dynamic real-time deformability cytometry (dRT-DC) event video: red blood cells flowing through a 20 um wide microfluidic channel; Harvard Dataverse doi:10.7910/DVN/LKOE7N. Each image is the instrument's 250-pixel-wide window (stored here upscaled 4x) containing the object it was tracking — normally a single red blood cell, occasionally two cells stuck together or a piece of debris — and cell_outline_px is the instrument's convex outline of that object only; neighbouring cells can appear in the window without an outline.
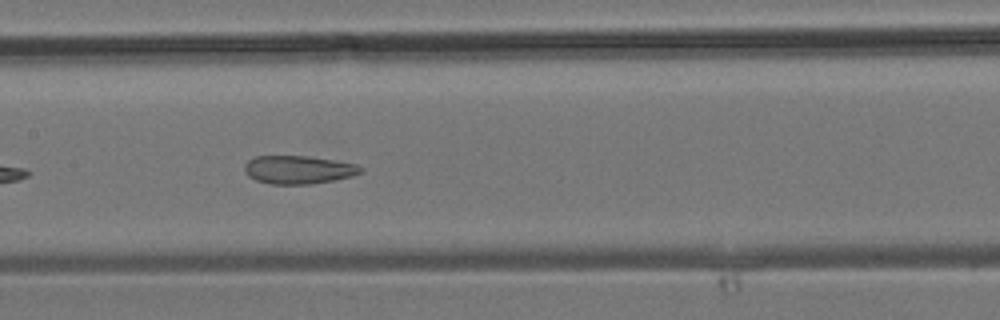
{"species": "common noctule bat (a hibernating species)", "species_latin": "Nyctalus noctula", "temperature_condition": "room temperature", "stored_images_in_passage": 27, "camera_frame_rate_fps": 3000, "um_per_image_px": 0.085, "animal": {"sex": "male", "body_mass_g": 19.2, "forearm_length_mm": 51.8}, "frame": {"image": 1, "passage_image": 8, "time_ms": 2.333, "image_size_px": [1000, 320], "cell_outline_px": [[364, 172], [352, 176], [332, 180], [308, 184], [272, 184], [256, 180], [248, 176], [244, 172], [244, 164], [248, 160], [256, 156], [308, 156], [356, 164], [364, 168]], "centroid_in_image_um": [25.35, 14.42], "position_along_channel_um": 182.0, "area_um2": 19.07}}
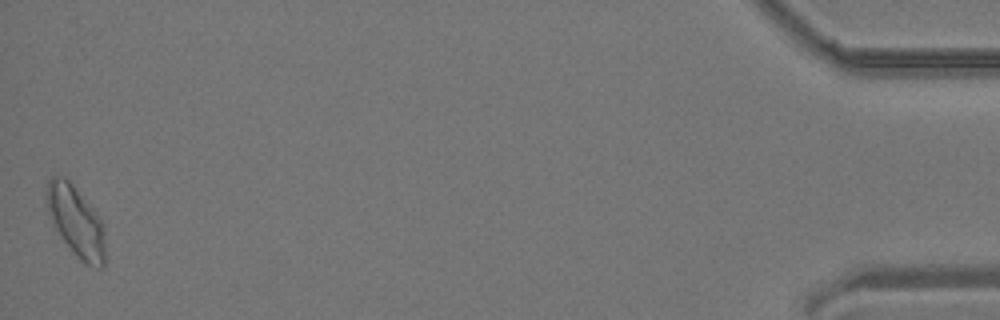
{"frame": {"image": 2, "passage_image": 27, "time_ms": 8.667, "image_size_px": [1000, 320], "cell_outline_px": [[104, 268], [100, 268], [84, 264], [76, 256], [60, 236], [52, 224], [48, 212], [44, 196], [44, 188], [48, 180], [52, 176], [64, 176], [72, 184], [100, 220], [104, 228]], "centroid_in_image_um": [6.39, 18.81], "position_along_channel_um": 428.8, "area_um2": 23.99}}